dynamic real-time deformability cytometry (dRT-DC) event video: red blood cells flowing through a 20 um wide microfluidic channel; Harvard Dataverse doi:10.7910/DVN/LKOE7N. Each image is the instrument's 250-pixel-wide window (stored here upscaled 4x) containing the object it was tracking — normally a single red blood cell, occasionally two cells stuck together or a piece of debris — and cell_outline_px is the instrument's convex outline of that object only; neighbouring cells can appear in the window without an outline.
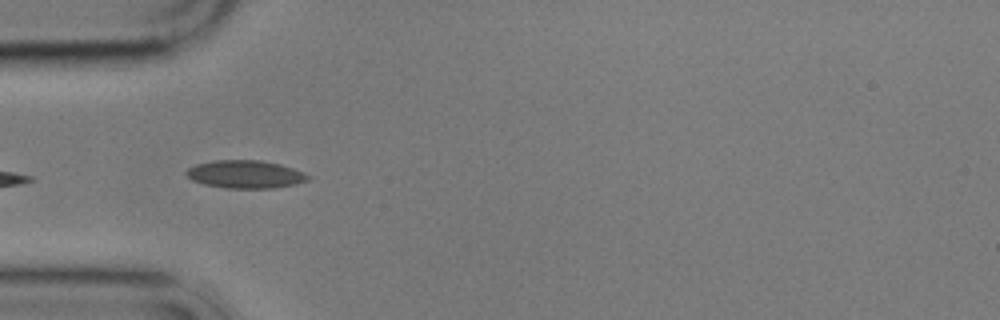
{"species": "common noctule bat (a hibernating species)", "species_latin": "Nyctalus noctula", "temperature_condition": "cold", "stored_images_in_passage": 7, "camera_frame_rate_fps": 3000, "um_per_image_px": 0.085, "animal": {"sex": "male", "body_mass_g": 17.9}, "frame": {"image": 1, "passage_image": 5, "time_ms": 4.667, "image_size_px": [1000, 320], "cell_outline_px": [[312, 176], [308, 180], [296, 184], [276, 188], [228, 188], [204, 184], [192, 180], [184, 172], [188, 168], [196, 164], [212, 160], [260, 160], [280, 164], [304, 172]], "centroid_in_image_um": [20.87, 14.81], "position_along_channel_um": 64.1, "area_um2": 19.88}}
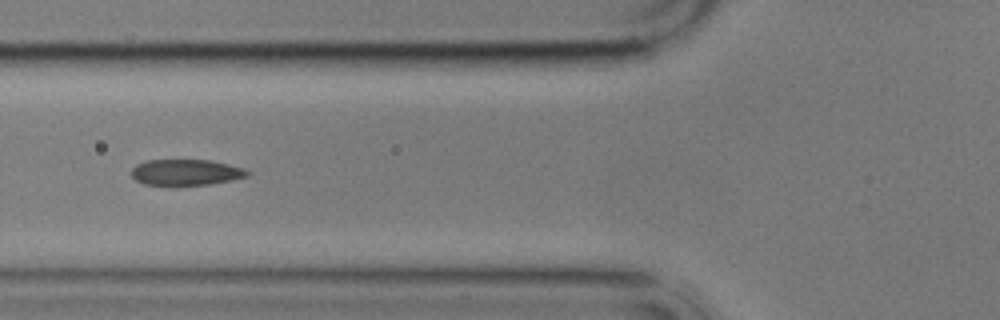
{"frame": {"image": 2, "passage_image": 6, "time_ms": 6.0, "image_size_px": [1000, 320], "cell_outline_px": [[252, 172], [248, 176], [232, 180], [212, 184], [172, 188], [144, 184], [136, 180], [132, 176], [132, 168], [136, 164], [148, 160], [212, 160], [244, 168]], "centroid_in_image_um": [15.8, 14.69], "position_along_channel_um": 110.0, "area_um2": 18.38}}
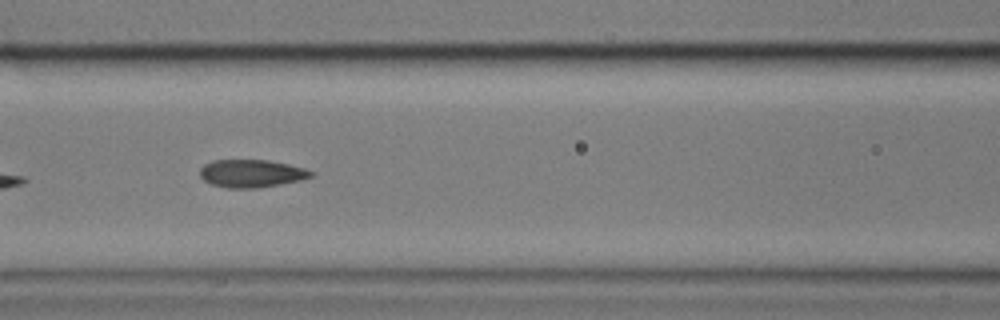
{"frame": {"image": 3, "passage_image": 7, "time_ms": 7.0, "image_size_px": [1000, 320], "cell_outline_px": [[316, 172], [312, 176], [300, 180], [260, 188], [228, 188], [212, 184], [204, 180], [200, 176], [200, 168], [204, 164], [212, 160], [268, 160], [288, 164], [304, 168]], "centroid_in_image_um": [21.37, 14.74], "position_along_channel_um": 145.2, "area_um2": 18.03}}